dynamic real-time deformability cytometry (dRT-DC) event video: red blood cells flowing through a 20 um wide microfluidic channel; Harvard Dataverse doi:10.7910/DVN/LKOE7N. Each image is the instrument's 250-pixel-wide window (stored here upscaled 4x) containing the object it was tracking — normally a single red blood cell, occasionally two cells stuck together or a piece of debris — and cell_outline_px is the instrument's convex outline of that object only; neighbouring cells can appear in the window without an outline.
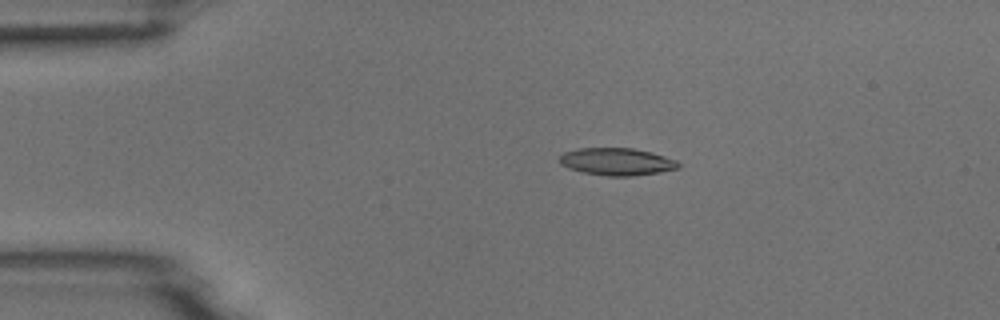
{"species": "common noctule bat (a hibernating species)", "species_latin": "Nyctalus noctula", "temperature_condition": "room temperature", "stored_images_in_passage": 6, "camera_frame_rate_fps": 3000, "um_per_image_px": 0.085, "animal": {"sex": "male", "body_mass_g": 18.8}, "frame": {"image": 1, "passage_image": 4, "time_ms": 3.333, "image_size_px": [1000, 320], "cell_outline_px": [[680, 168], [660, 172], [632, 176], [608, 176], [584, 172], [568, 168], [560, 164], [560, 156], [564, 152], [576, 148], [632, 148], [652, 152], [676, 160], [680, 164]], "centroid_in_image_um": [52.44, 13.74], "position_along_channel_um": 32.6, "area_um2": 18.96}}
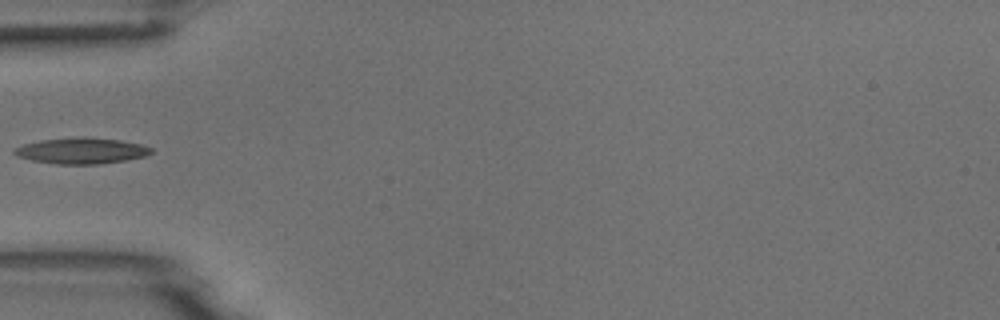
{"frame": {"image": 2, "passage_image": 6, "time_ms": 5.667, "image_size_px": [1000, 320], "cell_outline_px": [[152, 152], [144, 156], [124, 160], [100, 164], [56, 164], [32, 160], [16, 156], [12, 152], [12, 148], [24, 144], [40, 140], [80, 136], [84, 136], [120, 140], [140, 144], [152, 148]], "centroid_in_image_um": [6.87, 12.8], "position_along_channel_um": 78.1, "area_um2": 20.81}}